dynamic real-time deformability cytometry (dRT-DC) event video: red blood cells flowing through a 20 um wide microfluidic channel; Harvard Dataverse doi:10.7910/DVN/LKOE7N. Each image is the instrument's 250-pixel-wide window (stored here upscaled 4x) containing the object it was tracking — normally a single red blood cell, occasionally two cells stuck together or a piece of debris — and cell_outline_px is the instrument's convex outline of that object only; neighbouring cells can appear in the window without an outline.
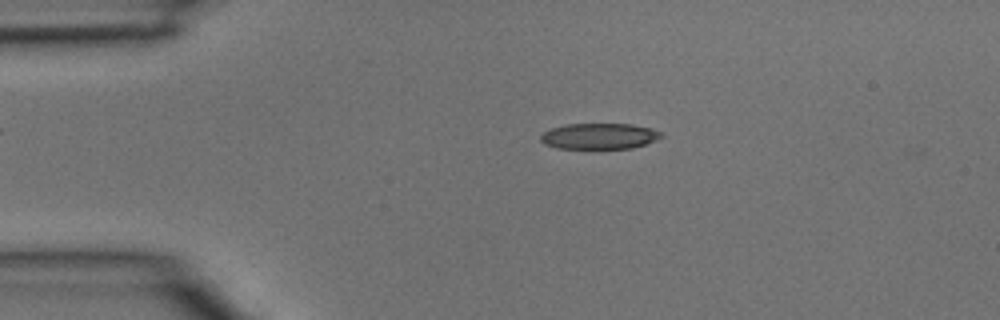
{"species": "common noctule bat (a hibernating species)", "species_latin": "Nyctalus noctula", "temperature_condition": "room temperature", "stored_images_in_passage": 3, "camera_frame_rate_fps": 3000, "um_per_image_px": 0.085, "animal": {"sex": "male", "body_mass_g": 15.6}, "frame": {"image": 1, "passage_image": 2, "time_ms": 0.333, "image_size_px": [1000, 320], "cell_outline_px": [[664, 136], [656, 140], [632, 148], [556, 148], [544, 144], [540, 140], [540, 136], [544, 132], [552, 128], [568, 124], [632, 124], [652, 128], [660, 132]], "centroid_in_image_um": [50.94, 11.57], "position_along_channel_um": 34.1, "area_um2": 18.09}}